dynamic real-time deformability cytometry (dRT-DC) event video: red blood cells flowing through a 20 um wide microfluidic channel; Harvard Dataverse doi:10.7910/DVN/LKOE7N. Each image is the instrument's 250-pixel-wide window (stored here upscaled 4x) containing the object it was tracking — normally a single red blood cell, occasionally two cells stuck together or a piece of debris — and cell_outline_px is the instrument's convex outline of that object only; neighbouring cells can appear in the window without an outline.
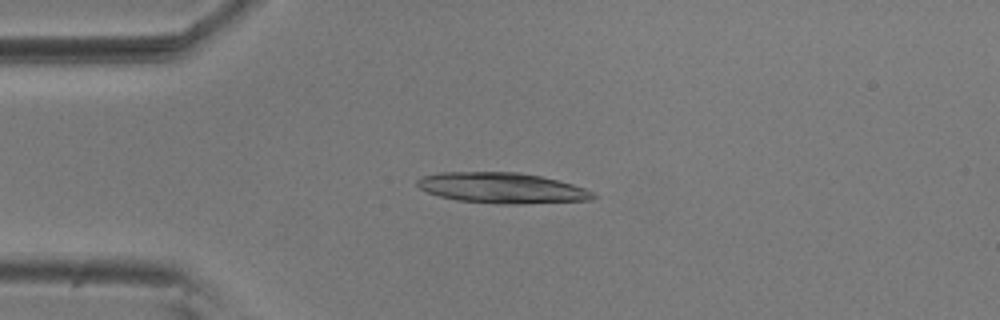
{"species": "common noctule bat (a hibernating species)", "species_latin": "Nyctalus noctula", "temperature_condition": "room temperature", "stored_images_in_passage": 53, "camera_frame_rate_fps": 3000, "um_per_image_px": 0.085, "animal": {"sex": "male", "body_mass_g": 20.5, "forearm_length_mm": 52.5}, "frame": {"image": 1, "passage_image": 12, "time_ms": 3.667, "image_size_px": [1000, 320], "cell_outline_px": [[596, 196], [592, 200], [516, 204], [496, 204], [456, 200], [440, 196], [428, 192], [420, 188], [416, 184], [416, 180], [424, 176], [440, 172], [520, 172], [540, 176], [572, 184], [584, 188], [592, 192]], "centroid_in_image_um": [42.65, 15.98], "position_along_channel_um": 42.3, "area_um2": 31.27}}